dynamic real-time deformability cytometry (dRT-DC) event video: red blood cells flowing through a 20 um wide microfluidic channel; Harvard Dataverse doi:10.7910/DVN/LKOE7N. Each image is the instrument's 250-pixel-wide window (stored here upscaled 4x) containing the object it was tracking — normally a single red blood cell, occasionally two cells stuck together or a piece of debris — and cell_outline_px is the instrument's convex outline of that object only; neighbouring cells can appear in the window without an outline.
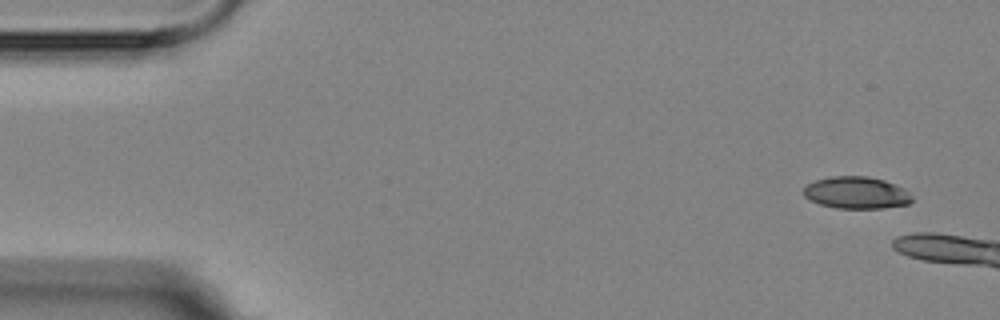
{"species": "Egyptian fruit bat (a non-hibernating species)", "species_latin": "Rousettus aegyptiacus", "temperature_condition": "room temperature", "stored_images_in_passage": 5, "camera_frame_rate_fps": 3000, "um_per_image_px": 0.085, "animal": {"sex": "female"}, "frame": {"image": 1, "passage_image": 1, "time_ms": 0.0, "image_size_px": [1000, 320], "cell_outline_px": [[912, 200], [908, 204], [884, 208], [836, 208], [820, 204], [808, 200], [804, 196], [804, 188], [808, 184], [816, 180], [832, 176], [868, 176], [884, 180], [896, 184], [904, 188], [912, 196]], "centroid_in_image_um": [72.8, 16.38], "position_along_channel_um": 12.2, "area_um2": 20.29}}